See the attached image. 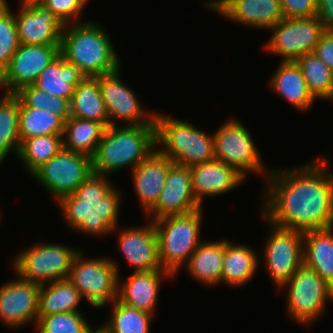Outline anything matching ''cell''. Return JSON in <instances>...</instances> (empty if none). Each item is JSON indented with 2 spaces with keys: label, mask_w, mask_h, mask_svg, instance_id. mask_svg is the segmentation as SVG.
Here are the masks:
<instances>
[{
  "label": "cell",
  "mask_w": 333,
  "mask_h": 333,
  "mask_svg": "<svg viewBox=\"0 0 333 333\" xmlns=\"http://www.w3.org/2000/svg\"><path fill=\"white\" fill-rule=\"evenodd\" d=\"M327 159L283 172L271 169L262 207L266 223L302 233L333 227V174Z\"/></svg>",
  "instance_id": "1"
},
{
  "label": "cell",
  "mask_w": 333,
  "mask_h": 333,
  "mask_svg": "<svg viewBox=\"0 0 333 333\" xmlns=\"http://www.w3.org/2000/svg\"><path fill=\"white\" fill-rule=\"evenodd\" d=\"M106 178L92 173L74 194L57 202L72 229L95 236L117 229L121 192Z\"/></svg>",
  "instance_id": "2"
},
{
  "label": "cell",
  "mask_w": 333,
  "mask_h": 333,
  "mask_svg": "<svg viewBox=\"0 0 333 333\" xmlns=\"http://www.w3.org/2000/svg\"><path fill=\"white\" fill-rule=\"evenodd\" d=\"M60 55L79 67L86 77H99L121 67L104 28L90 21L64 25Z\"/></svg>",
  "instance_id": "3"
},
{
  "label": "cell",
  "mask_w": 333,
  "mask_h": 333,
  "mask_svg": "<svg viewBox=\"0 0 333 333\" xmlns=\"http://www.w3.org/2000/svg\"><path fill=\"white\" fill-rule=\"evenodd\" d=\"M155 124L106 127L92 156L93 173L106 175L132 170L156 149Z\"/></svg>",
  "instance_id": "4"
},
{
  "label": "cell",
  "mask_w": 333,
  "mask_h": 333,
  "mask_svg": "<svg viewBox=\"0 0 333 333\" xmlns=\"http://www.w3.org/2000/svg\"><path fill=\"white\" fill-rule=\"evenodd\" d=\"M154 121L156 147H165L156 149L173 163L191 167L215 159L213 135L166 114L155 113Z\"/></svg>",
  "instance_id": "5"
},
{
  "label": "cell",
  "mask_w": 333,
  "mask_h": 333,
  "mask_svg": "<svg viewBox=\"0 0 333 333\" xmlns=\"http://www.w3.org/2000/svg\"><path fill=\"white\" fill-rule=\"evenodd\" d=\"M202 207L186 214L168 215L152 220L157 237L159 260L163 270L173 276L186 265L202 242Z\"/></svg>",
  "instance_id": "6"
},
{
  "label": "cell",
  "mask_w": 333,
  "mask_h": 333,
  "mask_svg": "<svg viewBox=\"0 0 333 333\" xmlns=\"http://www.w3.org/2000/svg\"><path fill=\"white\" fill-rule=\"evenodd\" d=\"M111 258H84L78 252L68 280L91 306L101 308L118 297L119 267Z\"/></svg>",
  "instance_id": "7"
},
{
  "label": "cell",
  "mask_w": 333,
  "mask_h": 333,
  "mask_svg": "<svg viewBox=\"0 0 333 333\" xmlns=\"http://www.w3.org/2000/svg\"><path fill=\"white\" fill-rule=\"evenodd\" d=\"M36 244L20 251L14 258L12 266L16 275L38 285L68 279L79 251L54 243Z\"/></svg>",
  "instance_id": "8"
},
{
  "label": "cell",
  "mask_w": 333,
  "mask_h": 333,
  "mask_svg": "<svg viewBox=\"0 0 333 333\" xmlns=\"http://www.w3.org/2000/svg\"><path fill=\"white\" fill-rule=\"evenodd\" d=\"M282 288L287 289L288 314L300 324L309 325V322L317 320L325 311L327 300L333 301V288L304 264Z\"/></svg>",
  "instance_id": "9"
},
{
  "label": "cell",
  "mask_w": 333,
  "mask_h": 333,
  "mask_svg": "<svg viewBox=\"0 0 333 333\" xmlns=\"http://www.w3.org/2000/svg\"><path fill=\"white\" fill-rule=\"evenodd\" d=\"M217 130L213 134L216 160L234 167L245 178L247 172L270 173V168L262 162L250 132L240 121L236 118L226 120Z\"/></svg>",
  "instance_id": "10"
},
{
  "label": "cell",
  "mask_w": 333,
  "mask_h": 333,
  "mask_svg": "<svg viewBox=\"0 0 333 333\" xmlns=\"http://www.w3.org/2000/svg\"><path fill=\"white\" fill-rule=\"evenodd\" d=\"M93 173L92 158L64 148L31 175L58 201L72 195Z\"/></svg>",
  "instance_id": "11"
},
{
  "label": "cell",
  "mask_w": 333,
  "mask_h": 333,
  "mask_svg": "<svg viewBox=\"0 0 333 333\" xmlns=\"http://www.w3.org/2000/svg\"><path fill=\"white\" fill-rule=\"evenodd\" d=\"M270 31L271 38L265 49L283 58L295 61L301 55L311 53L325 32L317 16L309 18H283Z\"/></svg>",
  "instance_id": "12"
},
{
  "label": "cell",
  "mask_w": 333,
  "mask_h": 333,
  "mask_svg": "<svg viewBox=\"0 0 333 333\" xmlns=\"http://www.w3.org/2000/svg\"><path fill=\"white\" fill-rule=\"evenodd\" d=\"M271 235L264 247V263L274 283L282 288L304 264L303 233L268 222Z\"/></svg>",
  "instance_id": "13"
},
{
  "label": "cell",
  "mask_w": 333,
  "mask_h": 333,
  "mask_svg": "<svg viewBox=\"0 0 333 333\" xmlns=\"http://www.w3.org/2000/svg\"><path fill=\"white\" fill-rule=\"evenodd\" d=\"M59 54L60 45L20 44L0 74V88H5V94H15L22 87L34 84Z\"/></svg>",
  "instance_id": "14"
},
{
  "label": "cell",
  "mask_w": 333,
  "mask_h": 333,
  "mask_svg": "<svg viewBox=\"0 0 333 333\" xmlns=\"http://www.w3.org/2000/svg\"><path fill=\"white\" fill-rule=\"evenodd\" d=\"M120 69L99 76V87L108 112L110 126L117 125L112 119L127 125L155 124L154 116L146 113L131 88L120 79Z\"/></svg>",
  "instance_id": "15"
},
{
  "label": "cell",
  "mask_w": 333,
  "mask_h": 333,
  "mask_svg": "<svg viewBox=\"0 0 333 333\" xmlns=\"http://www.w3.org/2000/svg\"><path fill=\"white\" fill-rule=\"evenodd\" d=\"M15 14L20 44L60 45L64 25L38 0H20Z\"/></svg>",
  "instance_id": "16"
},
{
  "label": "cell",
  "mask_w": 333,
  "mask_h": 333,
  "mask_svg": "<svg viewBox=\"0 0 333 333\" xmlns=\"http://www.w3.org/2000/svg\"><path fill=\"white\" fill-rule=\"evenodd\" d=\"M17 278L0 288V319L13 329L38 322L40 285Z\"/></svg>",
  "instance_id": "17"
},
{
  "label": "cell",
  "mask_w": 333,
  "mask_h": 333,
  "mask_svg": "<svg viewBox=\"0 0 333 333\" xmlns=\"http://www.w3.org/2000/svg\"><path fill=\"white\" fill-rule=\"evenodd\" d=\"M202 206L195 200L190 167L173 163L156 206L147 214L153 220L168 216L186 214Z\"/></svg>",
  "instance_id": "18"
},
{
  "label": "cell",
  "mask_w": 333,
  "mask_h": 333,
  "mask_svg": "<svg viewBox=\"0 0 333 333\" xmlns=\"http://www.w3.org/2000/svg\"><path fill=\"white\" fill-rule=\"evenodd\" d=\"M208 8L248 27L270 29L284 17L280 0H212Z\"/></svg>",
  "instance_id": "19"
},
{
  "label": "cell",
  "mask_w": 333,
  "mask_h": 333,
  "mask_svg": "<svg viewBox=\"0 0 333 333\" xmlns=\"http://www.w3.org/2000/svg\"><path fill=\"white\" fill-rule=\"evenodd\" d=\"M118 244L134 272L163 270L159 260L158 237L151 222L142 227L120 229Z\"/></svg>",
  "instance_id": "20"
},
{
  "label": "cell",
  "mask_w": 333,
  "mask_h": 333,
  "mask_svg": "<svg viewBox=\"0 0 333 333\" xmlns=\"http://www.w3.org/2000/svg\"><path fill=\"white\" fill-rule=\"evenodd\" d=\"M172 164L156 149L131 171L134 190L146 215L156 206Z\"/></svg>",
  "instance_id": "21"
},
{
  "label": "cell",
  "mask_w": 333,
  "mask_h": 333,
  "mask_svg": "<svg viewBox=\"0 0 333 333\" xmlns=\"http://www.w3.org/2000/svg\"><path fill=\"white\" fill-rule=\"evenodd\" d=\"M195 200L202 206L204 196H217L239 186L246 178L222 161L203 162L190 167Z\"/></svg>",
  "instance_id": "22"
},
{
  "label": "cell",
  "mask_w": 333,
  "mask_h": 333,
  "mask_svg": "<svg viewBox=\"0 0 333 333\" xmlns=\"http://www.w3.org/2000/svg\"><path fill=\"white\" fill-rule=\"evenodd\" d=\"M161 277L168 279L173 275L166 270L133 272L123 284L118 282L117 299L127 306L153 315L158 300L160 281L163 279Z\"/></svg>",
  "instance_id": "23"
},
{
  "label": "cell",
  "mask_w": 333,
  "mask_h": 333,
  "mask_svg": "<svg viewBox=\"0 0 333 333\" xmlns=\"http://www.w3.org/2000/svg\"><path fill=\"white\" fill-rule=\"evenodd\" d=\"M86 78L82 70L60 54L39 74L34 85L50 96L71 100L75 87Z\"/></svg>",
  "instance_id": "24"
},
{
  "label": "cell",
  "mask_w": 333,
  "mask_h": 333,
  "mask_svg": "<svg viewBox=\"0 0 333 333\" xmlns=\"http://www.w3.org/2000/svg\"><path fill=\"white\" fill-rule=\"evenodd\" d=\"M269 84L274 92L298 110L306 111L315 102L295 61L280 62Z\"/></svg>",
  "instance_id": "25"
},
{
  "label": "cell",
  "mask_w": 333,
  "mask_h": 333,
  "mask_svg": "<svg viewBox=\"0 0 333 333\" xmlns=\"http://www.w3.org/2000/svg\"><path fill=\"white\" fill-rule=\"evenodd\" d=\"M304 265L333 288V227L303 233Z\"/></svg>",
  "instance_id": "26"
},
{
  "label": "cell",
  "mask_w": 333,
  "mask_h": 333,
  "mask_svg": "<svg viewBox=\"0 0 333 333\" xmlns=\"http://www.w3.org/2000/svg\"><path fill=\"white\" fill-rule=\"evenodd\" d=\"M232 243L225 240L221 282L239 287L251 281L261 260L249 245Z\"/></svg>",
  "instance_id": "27"
},
{
  "label": "cell",
  "mask_w": 333,
  "mask_h": 333,
  "mask_svg": "<svg viewBox=\"0 0 333 333\" xmlns=\"http://www.w3.org/2000/svg\"><path fill=\"white\" fill-rule=\"evenodd\" d=\"M225 239L202 241L189 258L186 268L189 274L200 283L215 285L221 283Z\"/></svg>",
  "instance_id": "28"
},
{
  "label": "cell",
  "mask_w": 333,
  "mask_h": 333,
  "mask_svg": "<svg viewBox=\"0 0 333 333\" xmlns=\"http://www.w3.org/2000/svg\"><path fill=\"white\" fill-rule=\"evenodd\" d=\"M70 114L74 118L92 120L110 126L108 112L102 98L99 77H86L79 83L70 100Z\"/></svg>",
  "instance_id": "29"
},
{
  "label": "cell",
  "mask_w": 333,
  "mask_h": 333,
  "mask_svg": "<svg viewBox=\"0 0 333 333\" xmlns=\"http://www.w3.org/2000/svg\"><path fill=\"white\" fill-rule=\"evenodd\" d=\"M82 299L79 291L68 279L40 285L38 317L60 312H80L77 307Z\"/></svg>",
  "instance_id": "30"
},
{
  "label": "cell",
  "mask_w": 333,
  "mask_h": 333,
  "mask_svg": "<svg viewBox=\"0 0 333 333\" xmlns=\"http://www.w3.org/2000/svg\"><path fill=\"white\" fill-rule=\"evenodd\" d=\"M105 129L100 122L71 116L64 125L63 148L92 158Z\"/></svg>",
  "instance_id": "31"
},
{
  "label": "cell",
  "mask_w": 333,
  "mask_h": 333,
  "mask_svg": "<svg viewBox=\"0 0 333 333\" xmlns=\"http://www.w3.org/2000/svg\"><path fill=\"white\" fill-rule=\"evenodd\" d=\"M20 142L31 137L63 134L65 122L47 110L28 107L19 98Z\"/></svg>",
  "instance_id": "32"
},
{
  "label": "cell",
  "mask_w": 333,
  "mask_h": 333,
  "mask_svg": "<svg viewBox=\"0 0 333 333\" xmlns=\"http://www.w3.org/2000/svg\"><path fill=\"white\" fill-rule=\"evenodd\" d=\"M0 97V164L15 151L20 149L19 137V97L16 94H5Z\"/></svg>",
  "instance_id": "33"
},
{
  "label": "cell",
  "mask_w": 333,
  "mask_h": 333,
  "mask_svg": "<svg viewBox=\"0 0 333 333\" xmlns=\"http://www.w3.org/2000/svg\"><path fill=\"white\" fill-rule=\"evenodd\" d=\"M314 99H333V71L314 52L295 60Z\"/></svg>",
  "instance_id": "34"
},
{
  "label": "cell",
  "mask_w": 333,
  "mask_h": 333,
  "mask_svg": "<svg viewBox=\"0 0 333 333\" xmlns=\"http://www.w3.org/2000/svg\"><path fill=\"white\" fill-rule=\"evenodd\" d=\"M63 134L45 135L24 139L17 158L30 175L63 149Z\"/></svg>",
  "instance_id": "35"
},
{
  "label": "cell",
  "mask_w": 333,
  "mask_h": 333,
  "mask_svg": "<svg viewBox=\"0 0 333 333\" xmlns=\"http://www.w3.org/2000/svg\"><path fill=\"white\" fill-rule=\"evenodd\" d=\"M112 314L98 327L103 333H149L153 315L127 306L118 299L111 302Z\"/></svg>",
  "instance_id": "36"
},
{
  "label": "cell",
  "mask_w": 333,
  "mask_h": 333,
  "mask_svg": "<svg viewBox=\"0 0 333 333\" xmlns=\"http://www.w3.org/2000/svg\"><path fill=\"white\" fill-rule=\"evenodd\" d=\"M28 107L39 108L57 115L64 122L71 117L70 100L50 96L34 84L26 85L15 93Z\"/></svg>",
  "instance_id": "37"
},
{
  "label": "cell",
  "mask_w": 333,
  "mask_h": 333,
  "mask_svg": "<svg viewBox=\"0 0 333 333\" xmlns=\"http://www.w3.org/2000/svg\"><path fill=\"white\" fill-rule=\"evenodd\" d=\"M36 325L39 333H92L95 330L80 312H60L38 317Z\"/></svg>",
  "instance_id": "38"
},
{
  "label": "cell",
  "mask_w": 333,
  "mask_h": 333,
  "mask_svg": "<svg viewBox=\"0 0 333 333\" xmlns=\"http://www.w3.org/2000/svg\"><path fill=\"white\" fill-rule=\"evenodd\" d=\"M8 2L0 7V74L9 64L20 45L15 13L11 11Z\"/></svg>",
  "instance_id": "39"
},
{
  "label": "cell",
  "mask_w": 333,
  "mask_h": 333,
  "mask_svg": "<svg viewBox=\"0 0 333 333\" xmlns=\"http://www.w3.org/2000/svg\"><path fill=\"white\" fill-rule=\"evenodd\" d=\"M48 8L63 25L79 23L78 20L86 6V0H38ZM80 15V17H79ZM78 21H74V20Z\"/></svg>",
  "instance_id": "40"
},
{
  "label": "cell",
  "mask_w": 333,
  "mask_h": 333,
  "mask_svg": "<svg viewBox=\"0 0 333 333\" xmlns=\"http://www.w3.org/2000/svg\"><path fill=\"white\" fill-rule=\"evenodd\" d=\"M285 18H309L317 15L318 0H280Z\"/></svg>",
  "instance_id": "41"
},
{
  "label": "cell",
  "mask_w": 333,
  "mask_h": 333,
  "mask_svg": "<svg viewBox=\"0 0 333 333\" xmlns=\"http://www.w3.org/2000/svg\"><path fill=\"white\" fill-rule=\"evenodd\" d=\"M313 52L333 71V31L321 35Z\"/></svg>",
  "instance_id": "42"
},
{
  "label": "cell",
  "mask_w": 333,
  "mask_h": 333,
  "mask_svg": "<svg viewBox=\"0 0 333 333\" xmlns=\"http://www.w3.org/2000/svg\"><path fill=\"white\" fill-rule=\"evenodd\" d=\"M325 31H333V0H318L317 15Z\"/></svg>",
  "instance_id": "43"
},
{
  "label": "cell",
  "mask_w": 333,
  "mask_h": 333,
  "mask_svg": "<svg viewBox=\"0 0 333 333\" xmlns=\"http://www.w3.org/2000/svg\"><path fill=\"white\" fill-rule=\"evenodd\" d=\"M6 0H0V7L5 3Z\"/></svg>",
  "instance_id": "44"
}]
</instances>
